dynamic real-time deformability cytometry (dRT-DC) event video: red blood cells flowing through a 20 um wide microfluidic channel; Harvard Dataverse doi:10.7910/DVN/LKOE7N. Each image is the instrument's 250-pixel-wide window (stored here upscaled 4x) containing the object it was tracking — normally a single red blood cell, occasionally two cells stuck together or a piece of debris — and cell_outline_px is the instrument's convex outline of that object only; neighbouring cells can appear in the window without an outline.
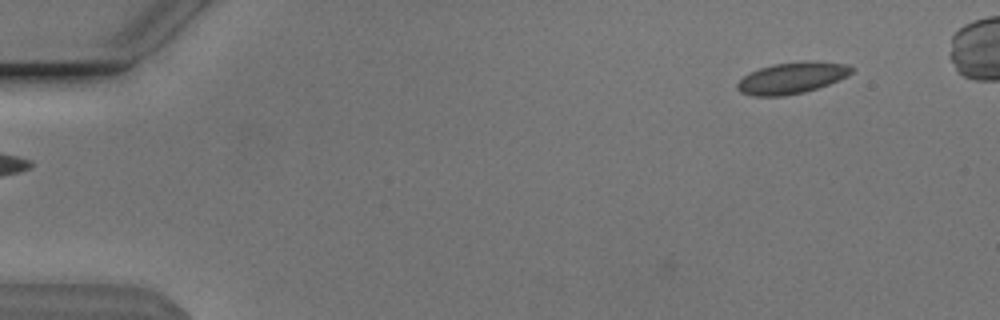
{"species": "Egyptian fruit bat (a non-hibernating species)", "species_latin": "Rousettus aegyptiacus", "temperature_condition": "cold", "stored_images_in_passage": 4, "camera_frame_rate_fps": 3000, "um_per_image_px": 0.085, "animal": {"sex": "male"}, "frame": {"image": 1, "passage_image": 1, "time_ms": 0.0, "image_size_px": [1000, 320], "cell_outline_px": [[856, 68], [848, 76], [828, 84], [804, 92], [784, 96], [752, 96], [740, 92], [736, 88], [736, 84], [744, 76], [760, 68], [772, 64], [848, 64]], "centroid_in_image_um": [67.25, 6.69], "position_along_channel_um": 17.7, "area_um2": 19.88}}